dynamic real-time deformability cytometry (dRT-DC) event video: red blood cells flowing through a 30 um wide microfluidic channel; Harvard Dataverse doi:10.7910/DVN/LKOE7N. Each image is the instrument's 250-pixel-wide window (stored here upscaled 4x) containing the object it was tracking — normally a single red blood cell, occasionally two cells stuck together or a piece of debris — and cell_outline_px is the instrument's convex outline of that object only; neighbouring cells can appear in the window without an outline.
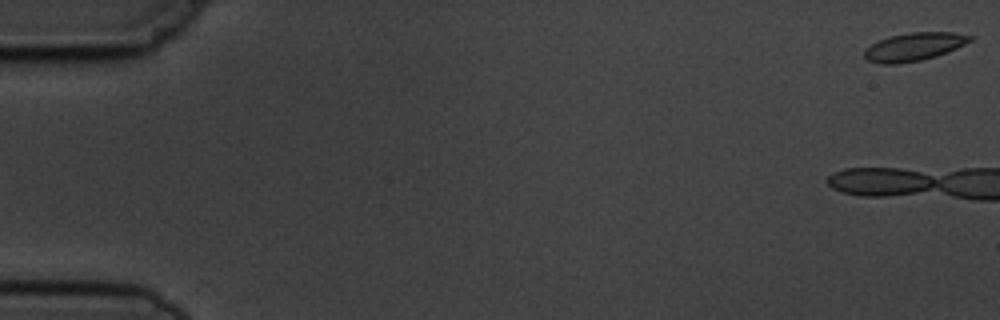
{"species": "common noctule bat (a hibernating species)", "species_latin": "Nyctalus noctula", "temperature_condition": "cold", "stored_images_in_passage": 6, "camera_frame_rate_fps": 3000, "um_per_image_px": 0.085, "animal": {"sex": "male", "body_mass_g": 19.5, "forearm_length_mm": 54.6}, "frame": {"image": 1, "passage_image": 1, "time_ms": 0.0, "image_size_px": [1000, 320], "cell_outline_px": [[976, 36], [972, 40], [956, 48], [936, 56], [920, 60], [896, 64], [880, 64], [868, 60], [864, 56], [864, 48], [888, 36], [912, 32], [956, 32]], "centroid_in_image_um": [77.7, 3.96], "position_along_channel_um": 7.3, "area_um2": 17.34}}